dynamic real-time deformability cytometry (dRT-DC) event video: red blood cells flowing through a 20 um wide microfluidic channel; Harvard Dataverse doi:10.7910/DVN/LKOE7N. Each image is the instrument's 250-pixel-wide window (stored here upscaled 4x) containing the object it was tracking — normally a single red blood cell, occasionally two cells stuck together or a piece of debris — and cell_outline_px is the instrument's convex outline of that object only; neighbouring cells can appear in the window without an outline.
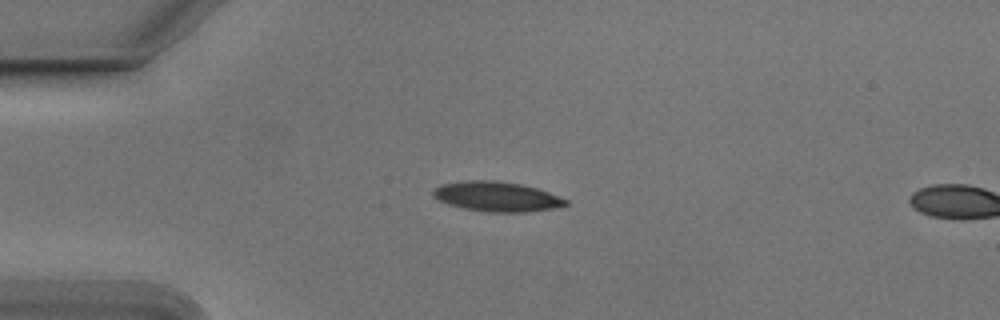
{"species": "Egyptian fruit bat (a non-hibernating species)", "species_latin": "Rousettus aegyptiacus", "temperature_condition": "cold", "stored_images_in_passage": 15, "camera_frame_rate_fps": 3000, "um_per_image_px": 0.085, "animal": {"sex": "male"}, "frame": {"image": 1, "passage_image": 13, "time_ms": 4.0, "image_size_px": [1000, 320], "cell_outline_px": [[568, 204], [552, 208], [528, 212], [488, 212], [464, 208], [448, 204], [432, 196], [432, 192], [440, 184], [468, 180], [492, 180], [520, 184], [536, 188], [548, 192], [568, 200]], "centroid_in_image_um": [42.21, 16.71], "position_along_channel_um": 42.8, "area_um2": 22.83}}